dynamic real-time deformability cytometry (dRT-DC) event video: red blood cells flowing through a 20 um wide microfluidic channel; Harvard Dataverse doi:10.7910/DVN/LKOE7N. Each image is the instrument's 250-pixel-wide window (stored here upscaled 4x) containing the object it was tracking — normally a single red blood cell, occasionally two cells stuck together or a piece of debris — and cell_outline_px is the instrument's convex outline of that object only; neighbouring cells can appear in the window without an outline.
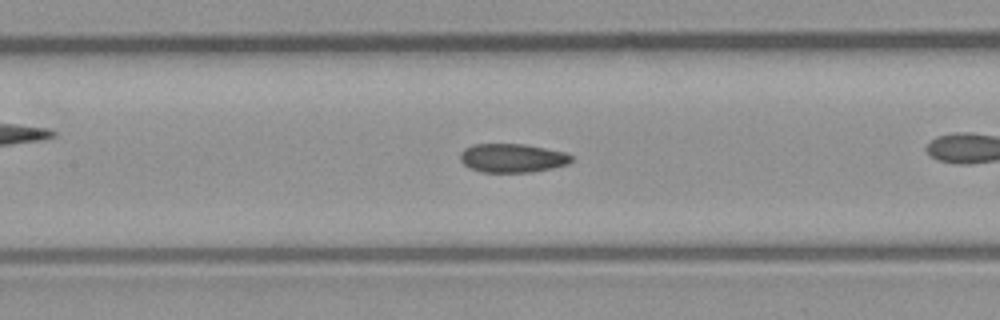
{"species": "common noctule bat (a hibernating species)", "species_latin": "Nyctalus noctula", "temperature_condition": "room temperature", "stored_images_in_passage": 25, "camera_frame_rate_fps": 3000, "um_per_image_px": 0.085, "animal": {"sex": "male", "body_mass_g": 23.1, "forearm_length_mm": 52.7}, "frame": {"image": 1, "passage_image": 8, "time_ms": 2.333, "image_size_px": [1000, 320], "cell_outline_px": [[572, 160], [568, 164], [552, 168], [532, 172], [480, 172], [468, 168], [460, 160], [460, 152], [464, 148], [472, 144], [524, 144], [564, 152], [572, 156]], "centroid_in_image_um": [43.5, 13.44], "position_along_channel_um": 163.9, "area_um2": 18.73}}
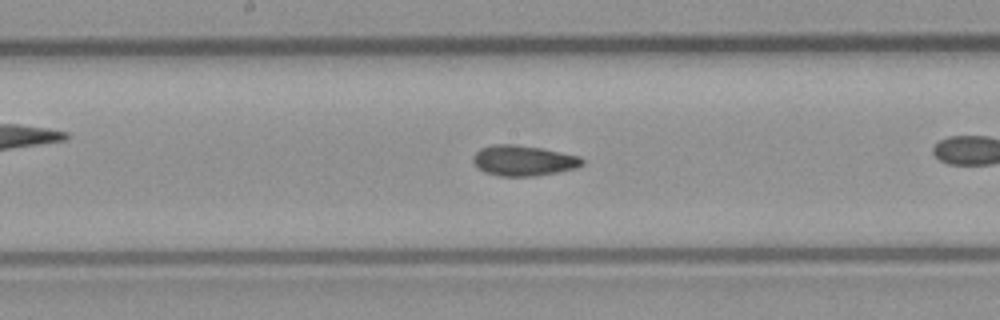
{"frame": {"image": 2, "passage_image": 11, "time_ms": 3.333, "image_size_px": [1000, 320], "cell_outline_px": [[584, 164], [576, 168], [536, 176], [500, 176], [484, 172], [472, 160], [472, 156], [480, 148], [492, 144], [516, 144], [540, 148], [580, 156], [584, 160]], "centroid_in_image_um": [44.49, 13.64], "position_along_channel_um": 203.7, "area_um2": 19.36}}